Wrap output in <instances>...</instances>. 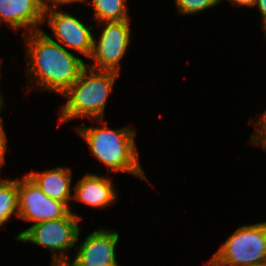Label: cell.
<instances>
[{
    "mask_svg": "<svg viewBox=\"0 0 266 266\" xmlns=\"http://www.w3.org/2000/svg\"><path fill=\"white\" fill-rule=\"evenodd\" d=\"M24 36L28 74L32 75L30 81L36 82L33 87L40 85L44 87L42 90L64 94L87 66L85 62L49 37L43 29Z\"/></svg>",
    "mask_w": 266,
    "mask_h": 266,
    "instance_id": "6da1fadb",
    "label": "cell"
},
{
    "mask_svg": "<svg viewBox=\"0 0 266 266\" xmlns=\"http://www.w3.org/2000/svg\"><path fill=\"white\" fill-rule=\"evenodd\" d=\"M105 124L100 127H75V130L87 142L92 154L108 169L114 172H126L146 179L139 164V152L135 145L133 129L123 127L110 129Z\"/></svg>",
    "mask_w": 266,
    "mask_h": 266,
    "instance_id": "7a4b0ae2",
    "label": "cell"
},
{
    "mask_svg": "<svg viewBox=\"0 0 266 266\" xmlns=\"http://www.w3.org/2000/svg\"><path fill=\"white\" fill-rule=\"evenodd\" d=\"M97 71V72H96ZM119 73L95 70L86 66L77 81L62 96L67 97L59 123L78 117H90L103 121L107 99Z\"/></svg>",
    "mask_w": 266,
    "mask_h": 266,
    "instance_id": "3957f363",
    "label": "cell"
},
{
    "mask_svg": "<svg viewBox=\"0 0 266 266\" xmlns=\"http://www.w3.org/2000/svg\"><path fill=\"white\" fill-rule=\"evenodd\" d=\"M221 245L206 266H266V221L237 228Z\"/></svg>",
    "mask_w": 266,
    "mask_h": 266,
    "instance_id": "277c9868",
    "label": "cell"
},
{
    "mask_svg": "<svg viewBox=\"0 0 266 266\" xmlns=\"http://www.w3.org/2000/svg\"><path fill=\"white\" fill-rule=\"evenodd\" d=\"M80 218L71 211L66 217L30 226L18 234L16 240L49 248L53 253L52 264L66 266L71 260L66 251L75 246L80 234L77 225Z\"/></svg>",
    "mask_w": 266,
    "mask_h": 266,
    "instance_id": "5b68a950",
    "label": "cell"
},
{
    "mask_svg": "<svg viewBox=\"0 0 266 266\" xmlns=\"http://www.w3.org/2000/svg\"><path fill=\"white\" fill-rule=\"evenodd\" d=\"M105 27L99 40L93 41V51L90 59L94 64L89 68L120 72V60L124 57L130 42L129 20L101 22Z\"/></svg>",
    "mask_w": 266,
    "mask_h": 266,
    "instance_id": "8992f818",
    "label": "cell"
},
{
    "mask_svg": "<svg viewBox=\"0 0 266 266\" xmlns=\"http://www.w3.org/2000/svg\"><path fill=\"white\" fill-rule=\"evenodd\" d=\"M18 210L19 218L32 221L33 225L66 217L71 212L68 203L49 198L27 175L18 180Z\"/></svg>",
    "mask_w": 266,
    "mask_h": 266,
    "instance_id": "52a82bcc",
    "label": "cell"
},
{
    "mask_svg": "<svg viewBox=\"0 0 266 266\" xmlns=\"http://www.w3.org/2000/svg\"><path fill=\"white\" fill-rule=\"evenodd\" d=\"M56 9V7L49 4L45 6L44 21H46V15H48V24L54 33L53 35L59 41L57 43L90 58L94 41V36L91 32L93 27L85 26L68 12Z\"/></svg>",
    "mask_w": 266,
    "mask_h": 266,
    "instance_id": "ba28073f",
    "label": "cell"
},
{
    "mask_svg": "<svg viewBox=\"0 0 266 266\" xmlns=\"http://www.w3.org/2000/svg\"><path fill=\"white\" fill-rule=\"evenodd\" d=\"M118 240L116 230H94L80 245L73 262L66 266H118L115 254Z\"/></svg>",
    "mask_w": 266,
    "mask_h": 266,
    "instance_id": "9c48e42d",
    "label": "cell"
},
{
    "mask_svg": "<svg viewBox=\"0 0 266 266\" xmlns=\"http://www.w3.org/2000/svg\"><path fill=\"white\" fill-rule=\"evenodd\" d=\"M45 5L40 0H0V21L11 29H26L24 35L40 29ZM39 25V26H38Z\"/></svg>",
    "mask_w": 266,
    "mask_h": 266,
    "instance_id": "30bf717a",
    "label": "cell"
},
{
    "mask_svg": "<svg viewBox=\"0 0 266 266\" xmlns=\"http://www.w3.org/2000/svg\"><path fill=\"white\" fill-rule=\"evenodd\" d=\"M73 190V200L94 208H105L117 198L112 180L96 174L84 175Z\"/></svg>",
    "mask_w": 266,
    "mask_h": 266,
    "instance_id": "8fae6325",
    "label": "cell"
},
{
    "mask_svg": "<svg viewBox=\"0 0 266 266\" xmlns=\"http://www.w3.org/2000/svg\"><path fill=\"white\" fill-rule=\"evenodd\" d=\"M57 167L42 173L31 172L26 175L41 189L49 198L68 203L72 200L71 195V169Z\"/></svg>",
    "mask_w": 266,
    "mask_h": 266,
    "instance_id": "7c38bea8",
    "label": "cell"
},
{
    "mask_svg": "<svg viewBox=\"0 0 266 266\" xmlns=\"http://www.w3.org/2000/svg\"><path fill=\"white\" fill-rule=\"evenodd\" d=\"M93 19L98 22H111L129 20L127 14V0H92Z\"/></svg>",
    "mask_w": 266,
    "mask_h": 266,
    "instance_id": "4fadbf2b",
    "label": "cell"
},
{
    "mask_svg": "<svg viewBox=\"0 0 266 266\" xmlns=\"http://www.w3.org/2000/svg\"><path fill=\"white\" fill-rule=\"evenodd\" d=\"M18 213V179L0 180V227Z\"/></svg>",
    "mask_w": 266,
    "mask_h": 266,
    "instance_id": "5bb4252c",
    "label": "cell"
},
{
    "mask_svg": "<svg viewBox=\"0 0 266 266\" xmlns=\"http://www.w3.org/2000/svg\"><path fill=\"white\" fill-rule=\"evenodd\" d=\"M176 7L180 14H195L214 7L219 0H175Z\"/></svg>",
    "mask_w": 266,
    "mask_h": 266,
    "instance_id": "9a60e30c",
    "label": "cell"
},
{
    "mask_svg": "<svg viewBox=\"0 0 266 266\" xmlns=\"http://www.w3.org/2000/svg\"><path fill=\"white\" fill-rule=\"evenodd\" d=\"M257 119L258 124H254L257 132L251 135L250 143H256L262 147L266 143V110Z\"/></svg>",
    "mask_w": 266,
    "mask_h": 266,
    "instance_id": "2e32d148",
    "label": "cell"
},
{
    "mask_svg": "<svg viewBox=\"0 0 266 266\" xmlns=\"http://www.w3.org/2000/svg\"><path fill=\"white\" fill-rule=\"evenodd\" d=\"M7 149V136L0 117V168L5 162V151Z\"/></svg>",
    "mask_w": 266,
    "mask_h": 266,
    "instance_id": "e0dca14e",
    "label": "cell"
},
{
    "mask_svg": "<svg viewBox=\"0 0 266 266\" xmlns=\"http://www.w3.org/2000/svg\"><path fill=\"white\" fill-rule=\"evenodd\" d=\"M263 17V28L266 26V0H255V5Z\"/></svg>",
    "mask_w": 266,
    "mask_h": 266,
    "instance_id": "ac0fdd59",
    "label": "cell"
},
{
    "mask_svg": "<svg viewBox=\"0 0 266 266\" xmlns=\"http://www.w3.org/2000/svg\"><path fill=\"white\" fill-rule=\"evenodd\" d=\"M230 2L235 6L254 7L255 5V0H230Z\"/></svg>",
    "mask_w": 266,
    "mask_h": 266,
    "instance_id": "d6986e66",
    "label": "cell"
},
{
    "mask_svg": "<svg viewBox=\"0 0 266 266\" xmlns=\"http://www.w3.org/2000/svg\"><path fill=\"white\" fill-rule=\"evenodd\" d=\"M84 1H88V0H52L50 6L57 8L59 5H63V4L71 3V2H84Z\"/></svg>",
    "mask_w": 266,
    "mask_h": 266,
    "instance_id": "ffe728a7",
    "label": "cell"
},
{
    "mask_svg": "<svg viewBox=\"0 0 266 266\" xmlns=\"http://www.w3.org/2000/svg\"><path fill=\"white\" fill-rule=\"evenodd\" d=\"M1 62H2V61L0 60V66H1ZM0 68H1V67H0ZM3 99H4L3 96L0 95V110H1V108H2V105H4V104H3V103H4V102H3V101H4Z\"/></svg>",
    "mask_w": 266,
    "mask_h": 266,
    "instance_id": "44dd1931",
    "label": "cell"
},
{
    "mask_svg": "<svg viewBox=\"0 0 266 266\" xmlns=\"http://www.w3.org/2000/svg\"><path fill=\"white\" fill-rule=\"evenodd\" d=\"M40 1H41L45 6H47L48 3H46V2H50V3H51L52 0H45L46 2H45L44 0H40Z\"/></svg>",
    "mask_w": 266,
    "mask_h": 266,
    "instance_id": "7402d4cb",
    "label": "cell"
},
{
    "mask_svg": "<svg viewBox=\"0 0 266 266\" xmlns=\"http://www.w3.org/2000/svg\"><path fill=\"white\" fill-rule=\"evenodd\" d=\"M263 31H264L265 37H266V26L263 28Z\"/></svg>",
    "mask_w": 266,
    "mask_h": 266,
    "instance_id": "603a6c76",
    "label": "cell"
},
{
    "mask_svg": "<svg viewBox=\"0 0 266 266\" xmlns=\"http://www.w3.org/2000/svg\"><path fill=\"white\" fill-rule=\"evenodd\" d=\"M262 148H264L266 150V143L262 146Z\"/></svg>",
    "mask_w": 266,
    "mask_h": 266,
    "instance_id": "cb8c5ba5",
    "label": "cell"
}]
</instances>
